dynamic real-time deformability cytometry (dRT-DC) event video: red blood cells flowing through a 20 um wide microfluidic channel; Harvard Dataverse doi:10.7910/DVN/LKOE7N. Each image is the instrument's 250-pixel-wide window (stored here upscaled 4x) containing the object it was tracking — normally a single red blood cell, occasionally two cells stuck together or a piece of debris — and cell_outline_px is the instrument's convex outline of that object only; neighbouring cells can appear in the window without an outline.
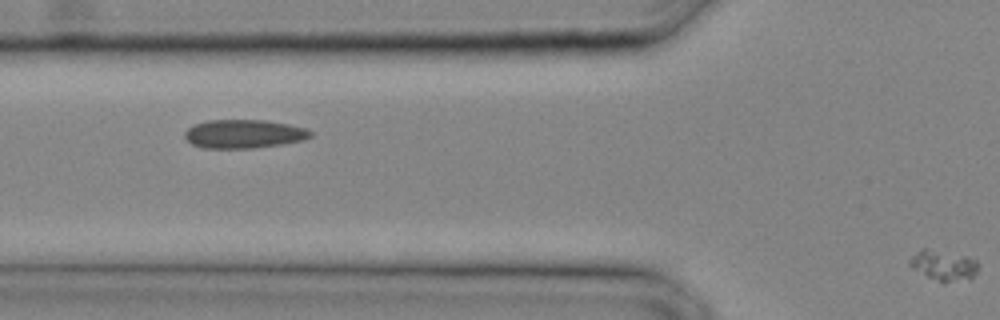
{"species": "common noctule bat (a hibernating species)", "species_latin": "Nyctalus noctula", "temperature_condition": "cold", "stored_images_in_passage": 3, "segment_of_instrument_passage": [2, 2], "camera_frame_rate_fps": 3000, "um_per_image_px": 0.085, "animal": {"sex": "male", "body_mass_g": 20.4}, "frame": {"image": 1, "passage_image": 3, "time_ms": 0.667, "image_size_px": [1000, 320], "cell_outline_px": [[976, 272], [968, 280], [944, 284], [912, 268], [908, 264], [912, 256], [920, 248], [928, 248], [964, 256], [976, 260]], "centroid_in_image_um": [80.17, 22.57], "position_along_channel_um": 45.6, "area_um2": 12.02}}